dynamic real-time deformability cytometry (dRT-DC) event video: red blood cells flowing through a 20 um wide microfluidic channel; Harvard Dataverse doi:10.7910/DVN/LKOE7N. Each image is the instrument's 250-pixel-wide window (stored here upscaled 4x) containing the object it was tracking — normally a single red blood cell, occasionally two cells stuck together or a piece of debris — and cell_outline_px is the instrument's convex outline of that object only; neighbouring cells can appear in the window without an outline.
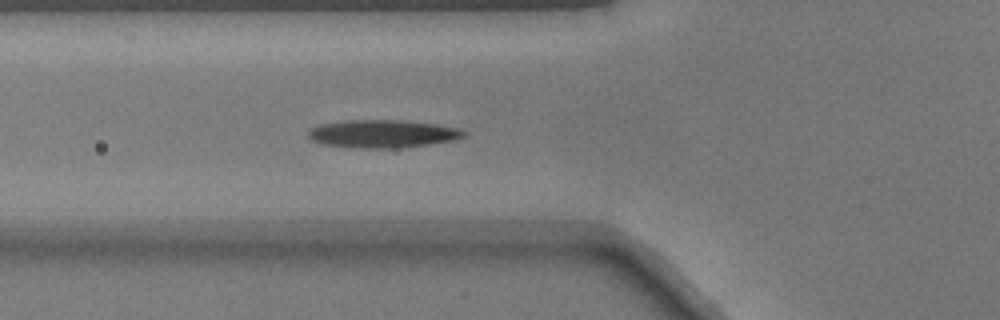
{"species": "common noctule bat (a hibernating species)", "species_latin": "Nyctalus noctula", "temperature_condition": "warm", "stored_images_in_passage": 18, "camera_frame_rate_fps": 3000, "um_per_image_px": 0.085, "animal": {"sex": "male", "body_mass_g": 17.9}, "frame": {"image": 1, "passage_image": 6, "time_ms": 1.667, "image_size_px": [1000, 320], "cell_outline_px": [[468, 132], [464, 136], [456, 140], [400, 148], [356, 148], [324, 144], [312, 140], [308, 136], [308, 128], [320, 124], [344, 120], [400, 120], [436, 124], [460, 128]], "centroid_in_image_um": [32.53, 11.37], "position_along_channel_um": 93.3, "area_um2": 25.49}}
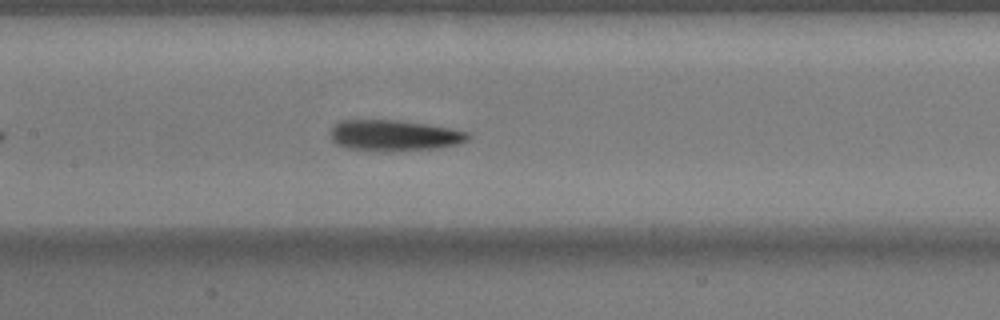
{"frame": {"image": 2, "passage_image": 12, "time_ms": 3.667, "image_size_px": [1000, 320], "cell_outline_px": [[472, 136], [468, 140], [460, 144], [440, 148], [392, 152], [380, 152], [344, 148], [336, 144], [332, 140], [328, 132], [340, 120], [396, 120], [452, 128], [468, 132]], "centroid_in_image_um": [33.51, 11.54], "position_along_channel_um": 173.9, "area_um2": 25.43}}
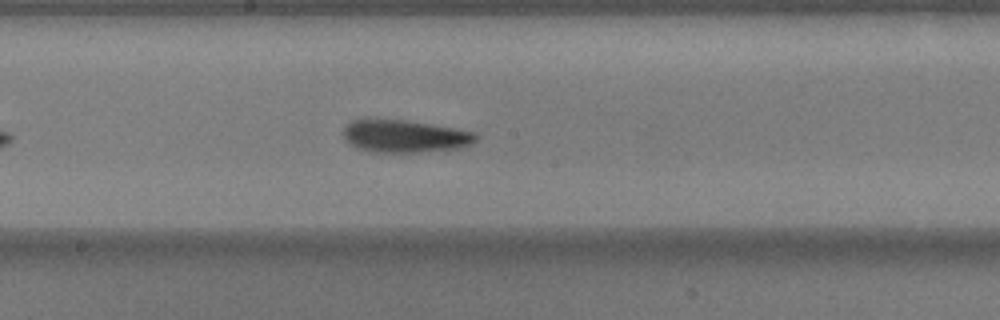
{"frame": {"image": 3, "passage_image": 15, "time_ms": 4.667, "image_size_px": [1000, 320], "cell_outline_px": [[476, 140], [472, 144], [460, 148], [416, 152], [372, 152], [356, 148], [348, 144], [344, 136], [344, 128], [352, 120], [364, 116], [368, 116], [408, 120], [456, 128], [476, 132]], "centroid_in_image_um": [34.34, 11.53], "position_along_channel_um": 213.9, "area_um2": 25.95}}